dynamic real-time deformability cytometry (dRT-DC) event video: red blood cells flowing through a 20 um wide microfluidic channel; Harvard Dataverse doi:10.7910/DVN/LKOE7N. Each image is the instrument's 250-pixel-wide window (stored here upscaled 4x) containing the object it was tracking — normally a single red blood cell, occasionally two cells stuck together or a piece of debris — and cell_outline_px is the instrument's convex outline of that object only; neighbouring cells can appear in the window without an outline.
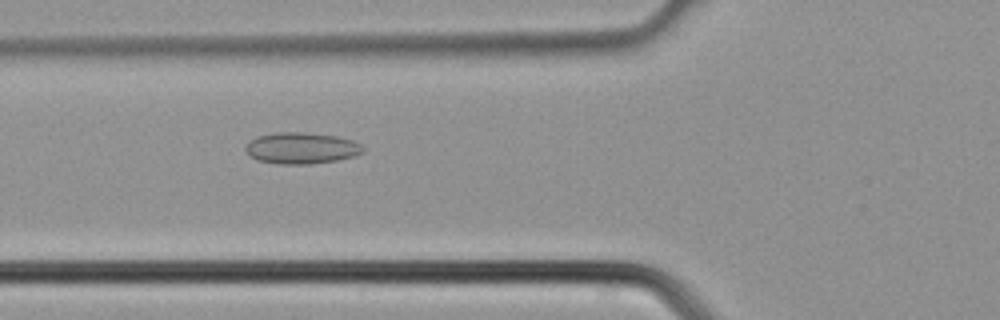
{"species": "common noctule bat (a hibernating species)", "species_latin": "Nyctalus noctula", "temperature_condition": "cold", "stored_images_in_passage": 2, "camera_frame_rate_fps": 3000, "um_per_image_px": 0.085, "animal": {"sex": "male", "body_mass_g": 21.5, "forearm_length_mm": 52.0}, "frame": {"image": 1, "passage_image": 2, "time_ms": 0.333, "image_size_px": [1000, 320], "cell_outline_px": [[364, 152], [356, 156], [336, 160], [308, 164], [280, 164], [256, 160], [244, 148], [248, 140], [256, 136], [276, 132], [304, 132], [336, 136], [352, 140], [360, 144], [364, 148]], "centroid_in_image_um": [25.61, 12.58], "position_along_channel_um": 100.2, "area_um2": 21.56}}